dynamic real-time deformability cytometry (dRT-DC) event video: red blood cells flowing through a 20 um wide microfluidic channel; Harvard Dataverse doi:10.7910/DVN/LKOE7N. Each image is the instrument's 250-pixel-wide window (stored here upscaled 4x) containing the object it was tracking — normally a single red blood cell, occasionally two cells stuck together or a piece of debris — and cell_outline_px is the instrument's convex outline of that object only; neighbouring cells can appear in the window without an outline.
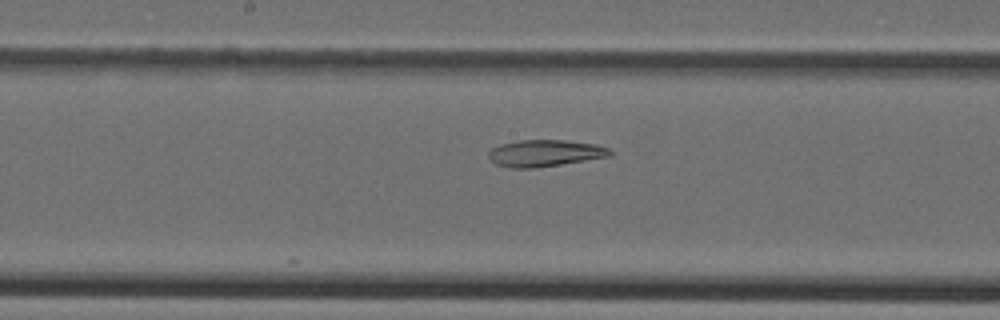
{"species": "Egyptian fruit bat (a non-hibernating species)", "species_latin": "Rousettus aegyptiacus", "temperature_condition": "cold", "stored_images_in_passage": 19, "camera_frame_rate_fps": 3000, "um_per_image_px": 0.085, "animal": {"sex": "female"}, "frame": {"image": 1, "passage_image": 19, "time_ms": 6.0, "image_size_px": [1000, 320], "cell_outline_px": [[612, 156], [560, 164], [532, 168], [512, 168], [496, 164], [488, 156], [488, 152], [492, 148], [500, 144], [520, 140], [564, 140], [596, 144], [608, 148], [612, 152]], "centroid_in_image_um": [46.32, 13.01], "position_along_channel_um": 201.9, "area_um2": 18.79}}